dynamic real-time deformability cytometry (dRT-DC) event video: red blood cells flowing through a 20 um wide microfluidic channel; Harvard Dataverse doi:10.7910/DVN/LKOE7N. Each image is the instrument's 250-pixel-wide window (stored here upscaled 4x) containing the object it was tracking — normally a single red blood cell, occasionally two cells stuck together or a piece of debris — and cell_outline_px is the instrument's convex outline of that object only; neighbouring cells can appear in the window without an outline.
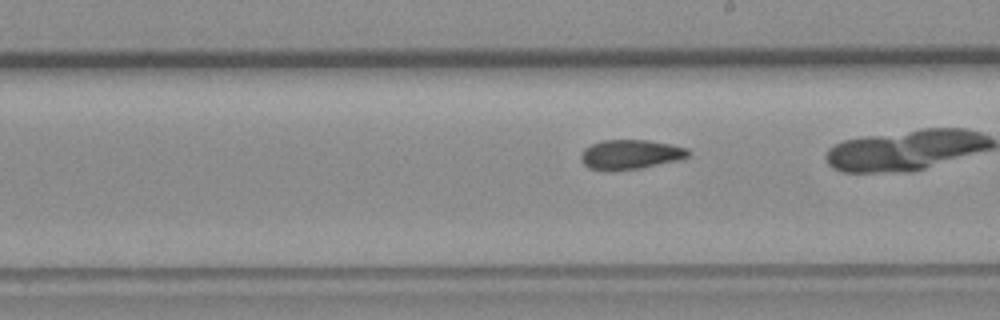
{"species": "common noctule bat (a hibernating species)", "species_latin": "Nyctalus noctula", "temperature_condition": "room temperature", "stored_images_in_passage": 39, "camera_frame_rate_fps": 3000, "um_per_image_px": 0.085, "animal": {"sex": "female", "body_mass_g": 19.3, "forearm_length_mm": 54.1}, "frame": {"image": 1, "passage_image": 28, "time_ms": 9.0, "image_size_px": [1000, 320], "cell_outline_px": [[688, 156], [676, 160], [640, 168], [612, 172], [608, 172], [588, 168], [580, 160], [580, 156], [584, 148], [592, 144], [604, 140], [648, 140], [688, 148]], "centroid_in_image_um": [53.5, 13.15], "position_along_channel_um": 235.5, "area_um2": 18.5}}